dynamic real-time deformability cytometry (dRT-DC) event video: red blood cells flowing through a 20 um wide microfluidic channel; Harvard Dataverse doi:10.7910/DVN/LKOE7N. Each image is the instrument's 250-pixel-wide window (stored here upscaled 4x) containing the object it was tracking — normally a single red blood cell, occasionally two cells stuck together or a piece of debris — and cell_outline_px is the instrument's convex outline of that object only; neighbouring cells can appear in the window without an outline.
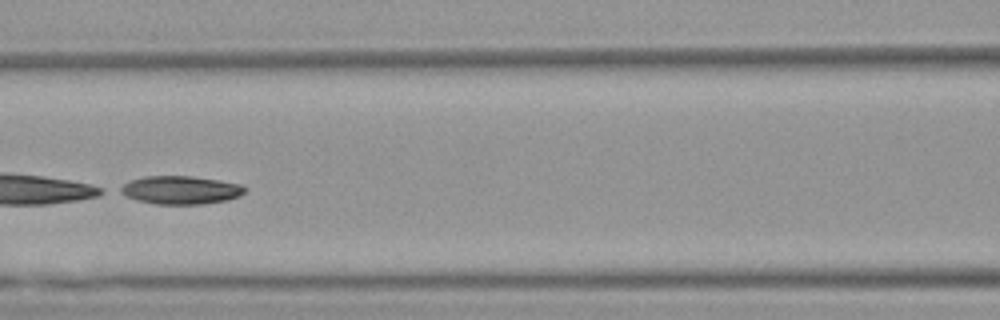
{"species": "Egyptian fruit bat (a non-hibernating species)", "species_latin": "Rousettus aegyptiacus", "temperature_condition": "warm", "stored_images_in_passage": 51, "segment_of_instrument_passage": [2, 2], "camera_frame_rate_fps": 3000, "um_per_image_px": 0.085, "animal": {"sex": "female"}, "frame": {"image": 1, "passage_image": 23, "time_ms": 7.333, "image_size_px": [1000, 320], "cell_outline_px": [[244, 192], [240, 196], [228, 200], [200, 204], [156, 204], [136, 200], [120, 192], [116, 188], [132, 180], [144, 176], [192, 176], [220, 180], [240, 184], [244, 188]], "centroid_in_image_um": [15.34, 16.15], "position_along_channel_um": 151.3, "area_um2": 20.4}}
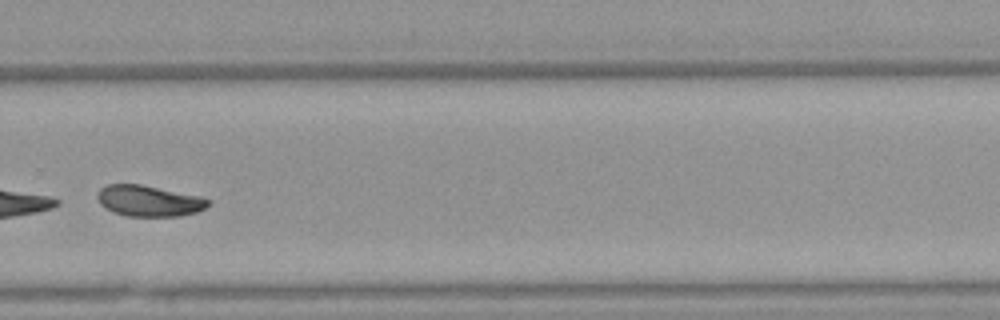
{"frame": {"image": 2, "passage_image": 36, "time_ms": 11.667, "image_size_px": [1000, 320], "cell_outline_px": [[208, 204], [204, 208], [196, 212], [180, 216], [128, 216], [112, 212], [100, 204], [96, 196], [96, 192], [100, 188], [108, 184], [140, 184], [200, 196], [208, 200]], "centroid_in_image_um": [12.6, 17.07], "position_along_channel_um": 317.2, "area_um2": 19.94}}